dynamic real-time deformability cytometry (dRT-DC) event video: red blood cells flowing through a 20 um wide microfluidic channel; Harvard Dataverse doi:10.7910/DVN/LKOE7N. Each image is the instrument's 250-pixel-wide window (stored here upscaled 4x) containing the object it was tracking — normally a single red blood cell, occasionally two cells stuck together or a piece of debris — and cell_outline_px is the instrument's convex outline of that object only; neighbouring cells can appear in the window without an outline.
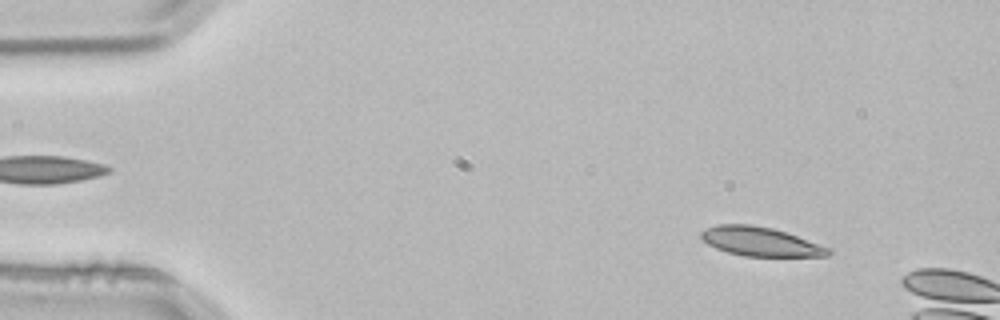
{"species": "common noctule bat (a hibernating species)", "species_latin": "Nyctalus noctula", "temperature_condition": "room temperature", "stored_images_in_passage": 3, "camera_frame_rate_fps": 3000, "um_per_image_px": 0.085, "animal": {"sex": "male", "body_mass_g": 21.5, "forearm_length_mm": 52.0}, "frame": {"image": 1, "passage_image": 1, "time_ms": 0.0, "image_size_px": [1000, 320], "cell_outline_px": [[832, 252], [828, 256], [744, 256], [728, 252], [716, 248], [708, 244], [700, 236], [700, 232], [704, 228], [716, 224], [752, 224], [772, 228], [832, 248]], "centroid_in_image_um": [64.62, 20.53], "position_along_channel_um": 20.4, "area_um2": 21.5}}